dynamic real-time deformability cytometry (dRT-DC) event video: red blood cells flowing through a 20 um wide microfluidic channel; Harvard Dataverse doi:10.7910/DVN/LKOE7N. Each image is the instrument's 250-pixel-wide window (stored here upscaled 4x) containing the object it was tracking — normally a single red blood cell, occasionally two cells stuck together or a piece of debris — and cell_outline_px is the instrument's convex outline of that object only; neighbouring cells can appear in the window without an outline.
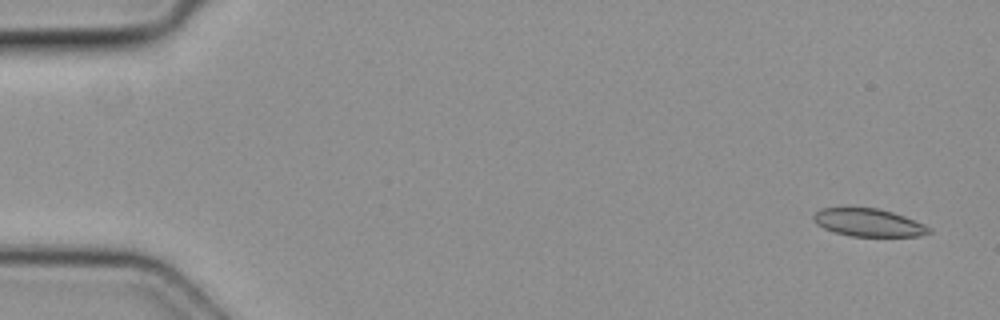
{"species": "common noctule bat (a hibernating species)", "species_latin": "Nyctalus noctula", "temperature_condition": "cold", "stored_images_in_passage": 5, "camera_frame_rate_fps": 3000, "um_per_image_px": 0.085, "animal": {"sex": "female", "body_mass_g": 19.3, "forearm_length_mm": 54.1}, "frame": {"image": 1, "passage_image": 1, "time_ms": 0.0, "image_size_px": [1000, 320], "cell_outline_px": [[932, 232], [920, 236], [852, 236], [836, 232], [824, 228], [816, 224], [812, 216], [820, 208], [880, 208], [904, 216], [924, 224], [932, 228]], "centroid_in_image_um": [73.85, 18.92], "position_along_channel_um": 11.2, "area_um2": 18.61}}